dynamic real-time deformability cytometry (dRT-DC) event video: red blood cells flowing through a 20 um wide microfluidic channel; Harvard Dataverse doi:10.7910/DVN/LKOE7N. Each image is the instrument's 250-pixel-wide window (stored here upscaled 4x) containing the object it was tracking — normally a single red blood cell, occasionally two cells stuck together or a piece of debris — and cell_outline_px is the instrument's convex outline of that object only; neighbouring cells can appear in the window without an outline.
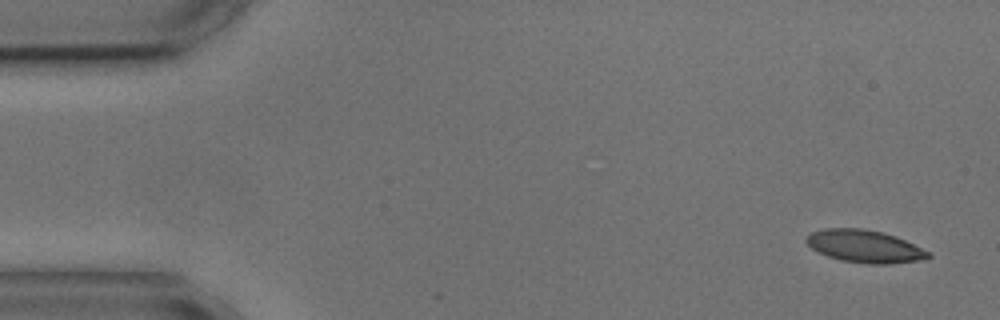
{"species": "common noctule bat (a hibernating species)", "species_latin": "Nyctalus noctula", "temperature_condition": "cold", "stored_images_in_passage": 8, "camera_frame_rate_fps": 3000, "um_per_image_px": 0.085, "animal": {"sex": "male", "body_mass_g": 17.9, "forearm_length_mm": 54.2}, "frame": {"image": 1, "passage_image": 1, "time_ms": 0.0, "image_size_px": [1000, 320], "cell_outline_px": [[932, 256], [920, 260], [888, 264], [868, 264], [840, 260], [828, 256], [812, 248], [804, 240], [812, 232], [824, 228], [864, 228], [896, 236], [932, 252]], "centroid_in_image_um": [73.52, 20.94], "position_along_channel_um": 11.5, "area_um2": 23.12}}
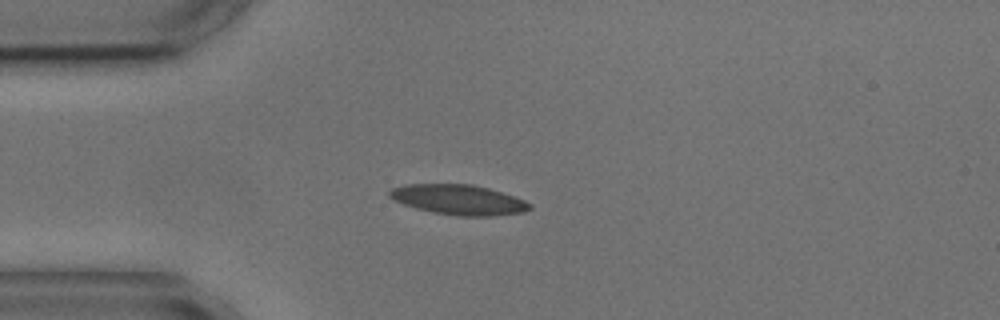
{"frame": {"image": 2, "passage_image": 3, "time_ms": 3.667, "image_size_px": [1000, 320], "cell_outline_px": [[532, 208], [524, 212], [492, 216], [460, 216], [432, 212], [416, 208], [404, 204], [388, 196], [388, 192], [392, 188], [404, 184], [472, 184], [488, 188], [524, 200], [532, 204]], "centroid_in_image_um": [38.98, 16.97], "position_along_channel_um": 46.0, "area_um2": 24.45}}